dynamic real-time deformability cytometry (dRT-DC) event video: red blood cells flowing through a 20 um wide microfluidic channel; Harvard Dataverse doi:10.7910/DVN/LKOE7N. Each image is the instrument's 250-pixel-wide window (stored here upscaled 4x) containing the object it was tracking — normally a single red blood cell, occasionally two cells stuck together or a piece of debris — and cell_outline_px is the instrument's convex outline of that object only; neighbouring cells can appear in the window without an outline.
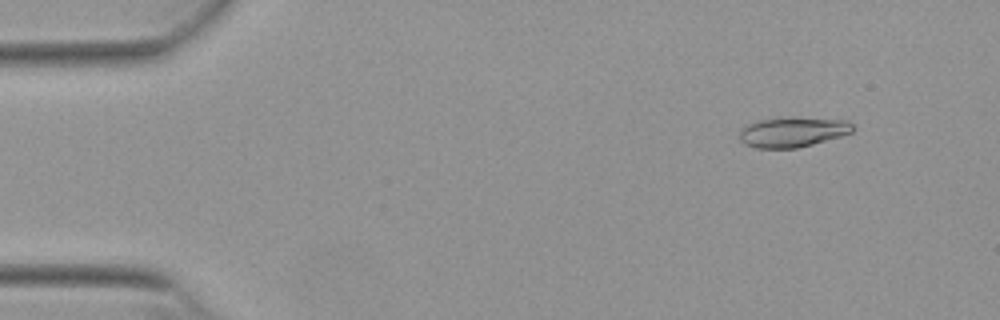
{"species": "Egyptian fruit bat (a non-hibernating species)", "species_latin": "Rousettus aegyptiacus", "temperature_condition": "warm", "stored_images_in_passage": 49, "camera_frame_rate_fps": 3000, "um_per_image_px": 0.085, "animal": {"sex": "female"}, "frame": {"image": 1, "passage_image": 2, "time_ms": 0.333, "image_size_px": [1000, 320], "cell_outline_px": [[852, 132], [840, 136], [812, 144], [796, 148], [756, 148], [744, 144], [740, 140], [740, 128], [748, 124], [760, 120], [848, 120], [852, 124]], "centroid_in_image_um": [67.32, 11.28], "position_along_channel_um": 17.7, "area_um2": 18.67}}
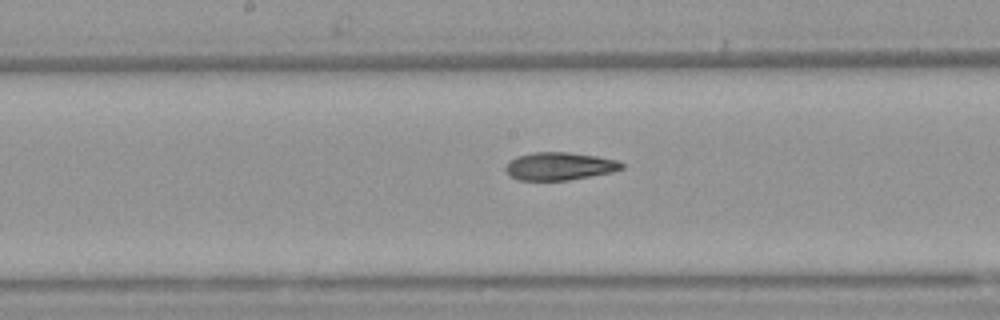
{"frame": {"image": 2, "passage_image": 24, "time_ms": 7.667, "image_size_px": [1000, 320], "cell_outline_px": [[624, 168], [612, 172], [568, 180], [516, 180], [508, 176], [504, 168], [516, 156], [532, 152], [568, 152], [596, 156], [616, 160], [624, 164]], "centroid_in_image_um": [47.53, 14.13], "position_along_channel_um": 200.7, "area_um2": 18.84}}
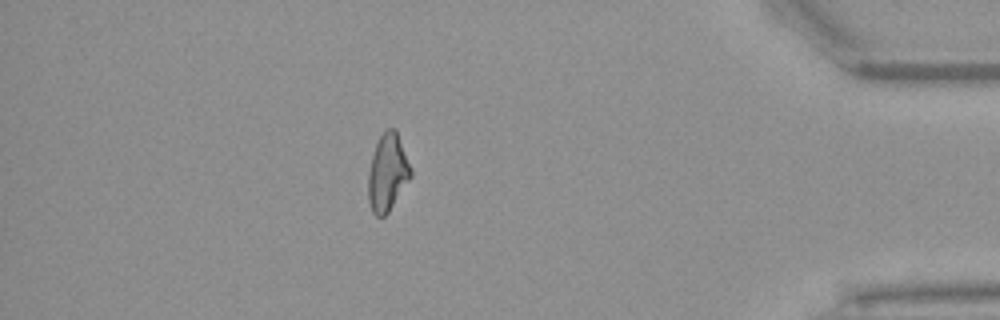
{"frame": {"image": 3, "passage_image": 43, "time_ms": 14.0, "image_size_px": [1000, 320], "cell_outline_px": [[412, 176], [388, 212], [384, 216], [376, 216], [372, 212], [368, 200], [368, 172], [372, 156], [376, 144], [380, 136], [388, 128], [392, 128], [396, 132], [412, 168]], "centroid_in_image_um": [32.93, 14.7], "position_along_channel_um": 402.3, "area_um2": 18.9}, "authors_computed_cell_mechanics": {"area_um2": 19.3052, "velocity_mm_per_s": 3.8617, "shape_relaxation_time_tau1_ms": 8.2613, "shape_relaxation_time_tau2_ms": 4.3888, "deformation_change_tau1": 0.2225, "deformation_change_tau2": 0.1353}}